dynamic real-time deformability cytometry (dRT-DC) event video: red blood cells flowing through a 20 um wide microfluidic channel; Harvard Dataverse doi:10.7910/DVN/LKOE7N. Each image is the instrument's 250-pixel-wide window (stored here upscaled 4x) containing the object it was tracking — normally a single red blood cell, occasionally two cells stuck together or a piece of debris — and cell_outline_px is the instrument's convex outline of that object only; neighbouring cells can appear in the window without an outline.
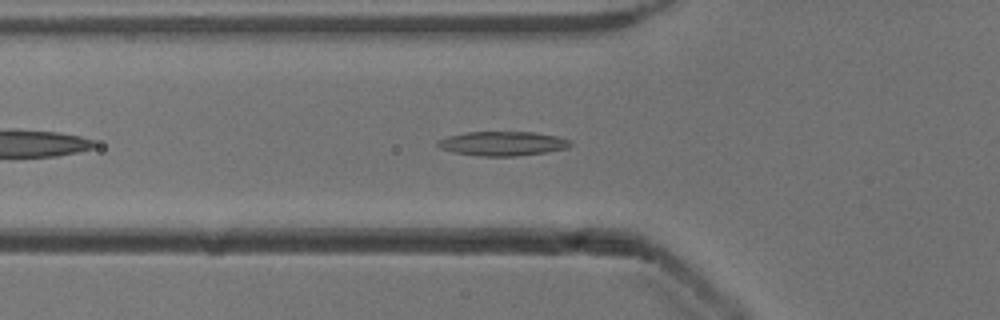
{"species": "common noctule bat (a hibernating species)", "species_latin": "Nyctalus noctula", "temperature_condition": "cold", "stored_images_in_passage": 41, "camera_frame_rate_fps": 3000, "um_per_image_px": 0.085, "animal": {"sex": "male", "body_mass_g": 13.3}, "frame": {"image": 1, "passage_image": 7, "time_ms": 2.0, "image_size_px": [1000, 320], "cell_outline_px": [[572, 144], [568, 148], [548, 152], [516, 156], [480, 156], [456, 152], [440, 148], [436, 144], [436, 140], [448, 136], [464, 132], [536, 132], [556, 136], [572, 140]], "centroid_in_image_um": [42.75, 12.19], "position_along_channel_um": 83.1, "area_um2": 18.9}}
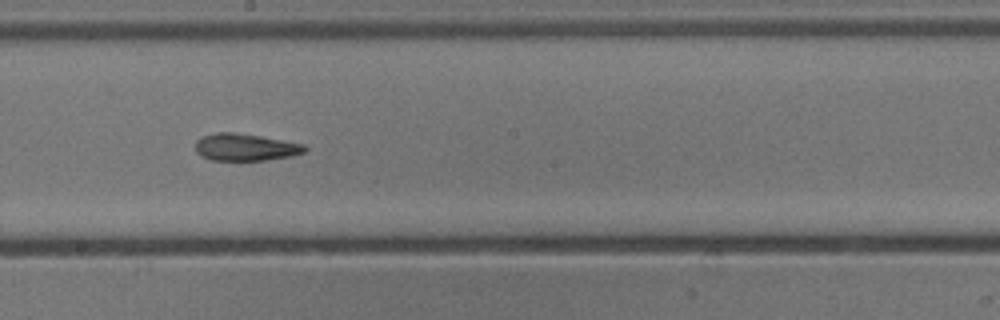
{"frame": {"image": 2, "passage_image": 18, "time_ms": 5.667, "image_size_px": [1000, 320], "cell_outline_px": [[308, 148], [304, 152], [292, 156], [264, 160], [212, 160], [200, 156], [196, 152], [196, 140], [200, 136], [216, 132], [232, 132], [260, 136], [304, 144]], "centroid_in_image_um": [20.83, 12.51], "position_along_channel_um": 227.4, "area_um2": 17.34}}
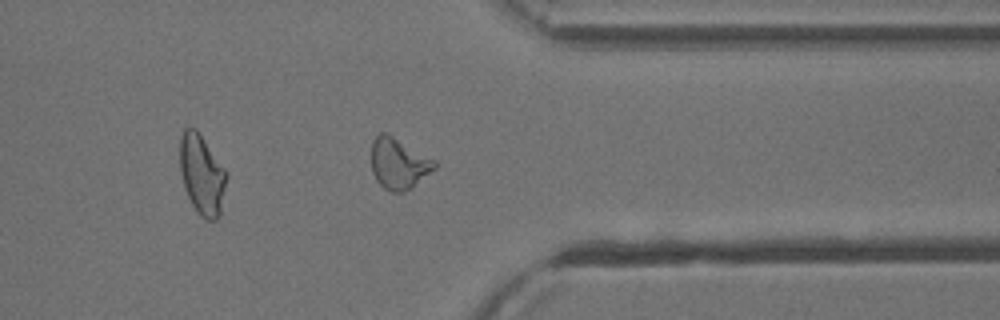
{"frame": {"image": 3, "passage_image": 30, "time_ms": 9.667, "image_size_px": [1000, 320], "cell_outline_px": [[436, 168], [404, 192], [392, 192], [384, 188], [376, 180], [372, 172], [372, 140], [380, 132], [384, 132], [392, 136], [436, 160]], "centroid_in_image_um": [33.87, 13.9], "position_along_channel_um": 377.5, "area_um2": 18.5}, "authors_computed_cell_mechanics": {"area_um2": 17.918, "velocity_mm_per_s": 3.9094, "shape_relaxation_time_tau1_ms": 4.7419, "shape_relaxation_time_tau2_ms": 3.6137, "deformation_change_tau1": 0.1437, "deformation_change_tau2": 0.1174}}